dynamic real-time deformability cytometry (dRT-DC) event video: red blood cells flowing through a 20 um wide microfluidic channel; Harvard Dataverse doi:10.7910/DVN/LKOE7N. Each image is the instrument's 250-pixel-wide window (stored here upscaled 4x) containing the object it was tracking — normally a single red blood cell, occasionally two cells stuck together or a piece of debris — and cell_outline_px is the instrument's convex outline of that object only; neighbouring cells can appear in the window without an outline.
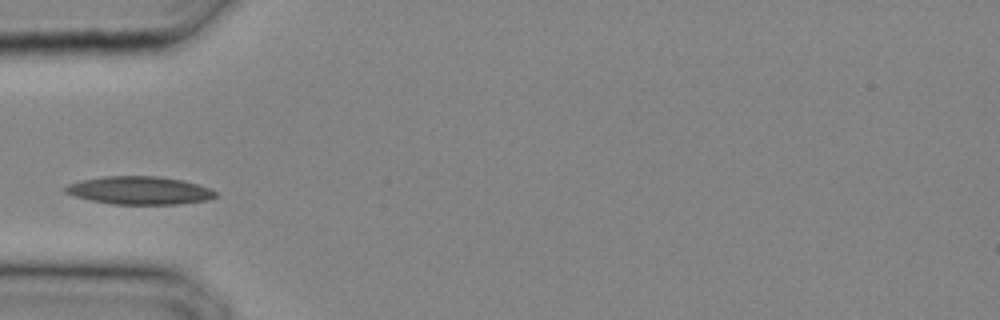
{"species": "common noctule bat (a hibernating species)", "species_latin": "Nyctalus noctula", "temperature_condition": "cold", "stored_images_in_passage": 24, "camera_frame_rate_fps": 3000, "um_per_image_px": 0.085, "animal": {"sex": "male", "body_mass_g": 20.4}, "frame": {"image": 1, "passage_image": 4, "time_ms": 1.0, "image_size_px": [1000, 320], "cell_outline_px": [[216, 196], [208, 200], [180, 204], [112, 204], [92, 200], [76, 196], [64, 192], [64, 188], [68, 184], [84, 180], [104, 176], [156, 176], [184, 180], [208, 188], [216, 192]], "centroid_in_image_um": [11.87, 16.19], "position_along_channel_um": 73.1, "area_um2": 24.28}}
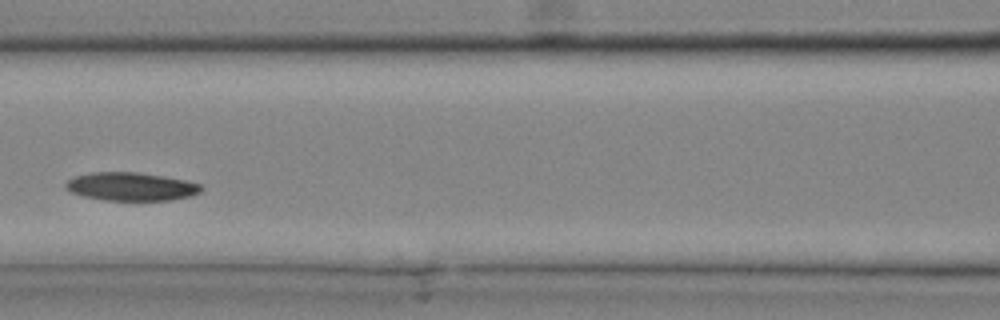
{"frame": {"image": 2, "passage_image": 8, "time_ms": 2.333, "image_size_px": [1000, 320], "cell_outline_px": [[204, 188], [200, 192], [188, 196], [168, 200], [104, 200], [84, 196], [72, 192], [64, 188], [64, 184], [68, 180], [76, 176], [92, 172], [136, 172], [164, 176], [184, 180], [200, 184]], "centroid_in_image_um": [11.12, 15.85], "position_along_channel_um": 155.5, "area_um2": 22.14}}